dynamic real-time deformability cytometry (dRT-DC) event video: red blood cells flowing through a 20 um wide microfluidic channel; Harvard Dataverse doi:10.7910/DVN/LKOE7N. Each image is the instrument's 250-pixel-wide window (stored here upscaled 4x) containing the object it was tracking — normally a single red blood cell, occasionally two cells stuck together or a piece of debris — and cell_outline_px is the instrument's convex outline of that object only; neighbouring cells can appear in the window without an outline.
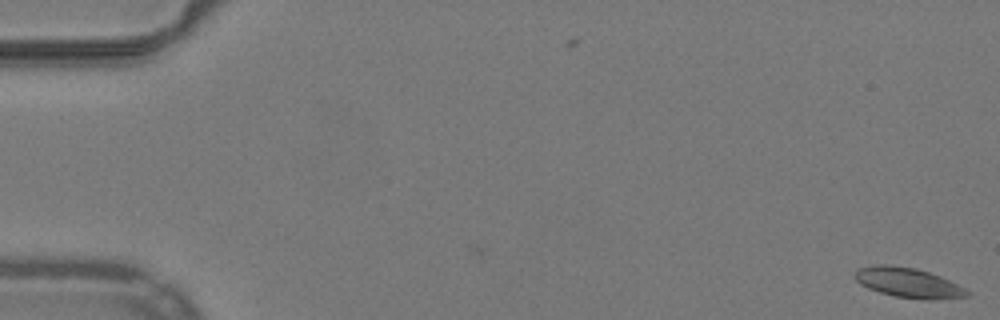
{"species": "common noctule bat (a hibernating species)", "species_latin": "Nyctalus noctula", "temperature_condition": "warm", "stored_images_in_passage": 2, "camera_frame_rate_fps": 3000, "um_per_image_px": 0.085, "animal": {"sex": "male", "body_mass_g": 19.2, "forearm_length_mm": 51.8}, "frame": {"image": 1, "passage_image": 2, "time_ms": 0.333, "image_size_px": [1000, 320], "cell_outline_px": [[968, 296], [932, 300], [928, 300], [896, 296], [880, 292], [868, 288], [860, 284], [856, 280], [856, 272], [860, 268], [880, 264], [884, 264], [916, 268], [940, 276], [964, 288], [968, 292]], "centroid_in_image_um": [77.2, 24.03], "position_along_channel_um": 7.8, "area_um2": 19.07}}